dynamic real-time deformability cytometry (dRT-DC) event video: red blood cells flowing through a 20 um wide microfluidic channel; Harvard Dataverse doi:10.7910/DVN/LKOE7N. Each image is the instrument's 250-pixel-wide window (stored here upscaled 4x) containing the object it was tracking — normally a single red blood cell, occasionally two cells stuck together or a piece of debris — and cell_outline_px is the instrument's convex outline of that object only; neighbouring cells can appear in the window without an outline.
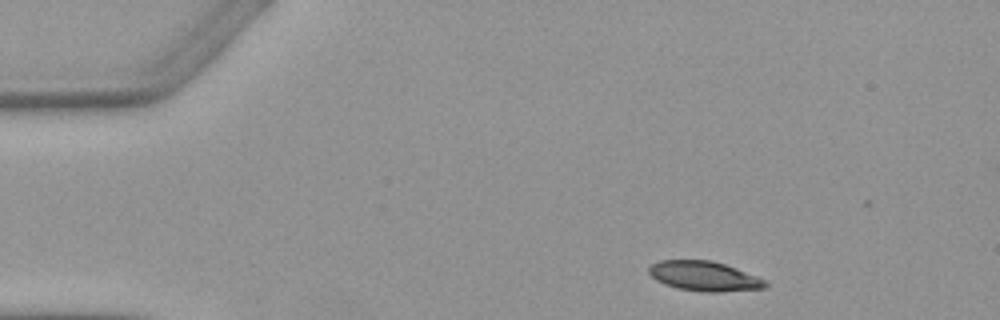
{"species": "Egyptian fruit bat (a non-hibernating species)", "species_latin": "Rousettus aegyptiacus", "temperature_condition": "warm", "stored_images_in_passage": 4, "segment_of_instrument_passage": [1, 2], "camera_frame_rate_fps": 3000, "um_per_image_px": 0.085, "animal": {"sex": "female"}, "frame": {"image": 1, "passage_image": 1, "time_ms": 0.0, "image_size_px": [1000, 320], "cell_outline_px": [[768, 284], [764, 288], [720, 292], [704, 292], [676, 288], [664, 284], [656, 280], [648, 272], [648, 268], [652, 264], [660, 260], [712, 260], [736, 268], [768, 280]], "centroid_in_image_um": [59.87, 23.47], "position_along_channel_um": 25.1, "area_um2": 20.29}}
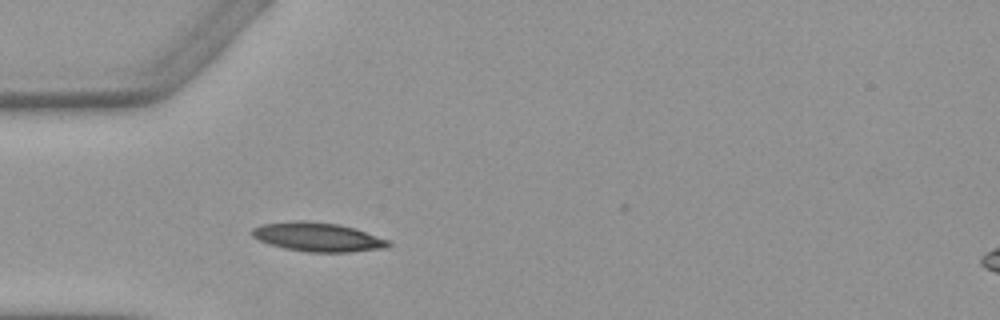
{"frame": {"image": 2, "passage_image": 3, "time_ms": 2.667, "image_size_px": [1000, 320], "cell_outline_px": [[392, 244], [388, 248], [352, 252], [308, 252], [284, 248], [260, 240], [252, 236], [248, 232], [252, 228], [260, 224], [300, 220], [304, 220], [340, 224], [356, 228], [388, 240]], "centroid_in_image_um": [27.02, 20.14], "position_along_channel_um": 58.0, "area_um2": 23.24}}